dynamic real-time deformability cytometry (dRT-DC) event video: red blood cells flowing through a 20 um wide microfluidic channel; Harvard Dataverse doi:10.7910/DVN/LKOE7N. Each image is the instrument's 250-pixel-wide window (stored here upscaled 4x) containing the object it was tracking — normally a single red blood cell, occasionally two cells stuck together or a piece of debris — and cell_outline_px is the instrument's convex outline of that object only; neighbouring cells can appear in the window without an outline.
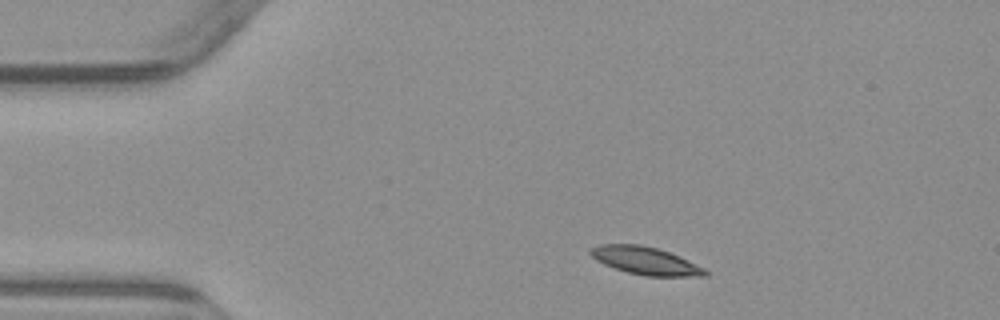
{"species": "common noctule bat (a hibernating species)", "species_latin": "Nyctalus noctula", "temperature_condition": "warm", "stored_images_in_passage": 2, "camera_frame_rate_fps": 3000, "um_per_image_px": 0.085, "animal": {"sex": "male", "body_mass_g": 23.1, "forearm_length_mm": 52.7}, "frame": {"image": 1, "passage_image": 1, "time_ms": 0.0, "image_size_px": [1000, 320], "cell_outline_px": [[708, 276], [644, 276], [628, 272], [604, 264], [596, 260], [588, 252], [588, 248], [600, 244], [640, 244], [656, 248], [680, 256], [704, 268], [708, 272]], "centroid_in_image_um": [54.84, 22.15], "position_along_channel_um": 30.2, "area_um2": 18.5}}